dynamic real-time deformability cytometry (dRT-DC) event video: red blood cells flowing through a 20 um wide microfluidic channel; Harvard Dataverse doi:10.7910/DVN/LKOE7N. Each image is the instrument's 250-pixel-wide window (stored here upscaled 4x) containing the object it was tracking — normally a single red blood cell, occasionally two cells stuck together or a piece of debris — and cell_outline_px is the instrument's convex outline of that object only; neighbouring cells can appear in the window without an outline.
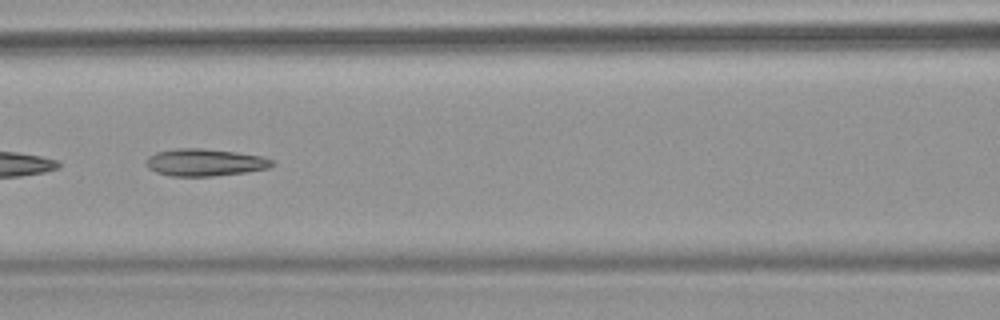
{"species": "common noctule bat (a hibernating species)", "species_latin": "Nyctalus noctula", "temperature_condition": "warm", "stored_images_in_passage": 8, "camera_frame_rate_fps": 3000, "um_per_image_px": 0.085, "animal": {"sex": "female", "body_mass_g": 18.4}, "frame": {"image": 1, "passage_image": 7, "time_ms": 7.0, "image_size_px": [1000, 320], "cell_outline_px": [[276, 164], [268, 168], [244, 172], [212, 176], [168, 176], [156, 172], [148, 168], [144, 164], [148, 156], [156, 152], [176, 148], [200, 148], [236, 152], [260, 156], [272, 160]], "centroid_in_image_um": [17.36, 13.8], "position_along_channel_um": 149.2, "area_um2": 20.0}}
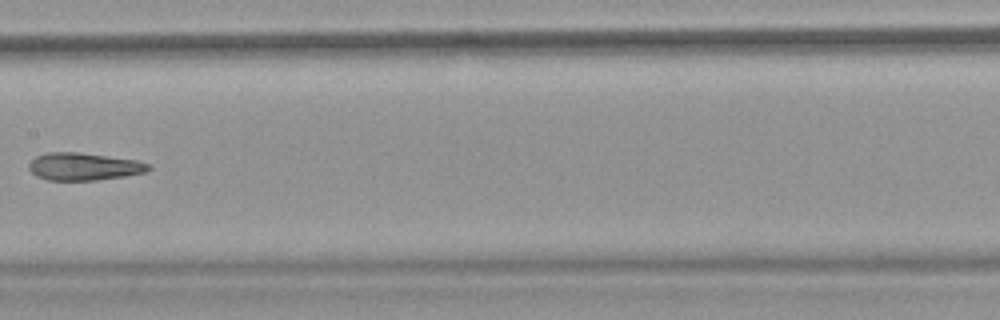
{"frame": {"image": 2, "passage_image": 8, "time_ms": 8.333, "image_size_px": [1000, 320], "cell_outline_px": [[152, 168], [148, 172], [124, 176], [96, 180], [48, 180], [36, 176], [28, 168], [28, 164], [36, 156], [48, 152], [76, 152], [136, 160], [152, 164]], "centroid_in_image_um": [7.15, 14.16], "position_along_channel_um": 200.3, "area_um2": 19.19}}